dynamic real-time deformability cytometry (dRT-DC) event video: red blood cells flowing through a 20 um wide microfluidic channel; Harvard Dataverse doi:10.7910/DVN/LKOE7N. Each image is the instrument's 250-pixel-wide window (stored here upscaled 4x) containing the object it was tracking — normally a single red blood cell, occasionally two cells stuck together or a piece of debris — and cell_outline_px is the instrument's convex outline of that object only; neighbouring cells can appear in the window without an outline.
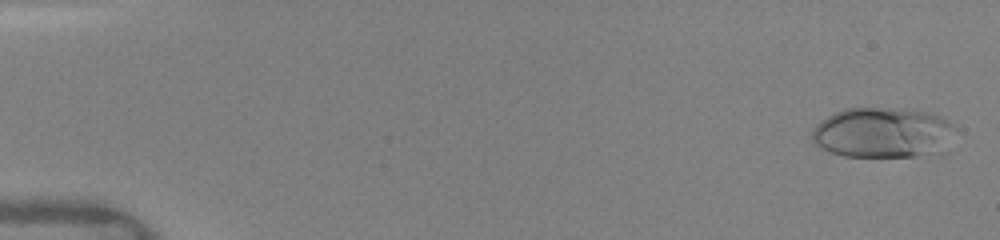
{"species": "human", "species_latin": "Homo sapiens", "temperature_condition": "warm", "stored_images_in_passage": 34, "camera_frame_rate_fps": 3000, "um_per_image_px": 0.085, "donor": {"sex": "female"}, "frame": {"image": 1, "passage_image": 3, "time_ms": 0.333, "image_size_px": [1000, 240], "cell_outline_px": [[956, 128], [932, 148], [912, 156], [844, 156], [832, 152], [816, 144], [812, 140], [812, 132], [816, 124], [828, 116], [844, 108], [888, 108], [924, 112], [940, 116], [948, 120]], "centroid_in_image_um": [74.84, 11.23], "position_along_channel_um": 10.2, "area_um2": 39.94}}
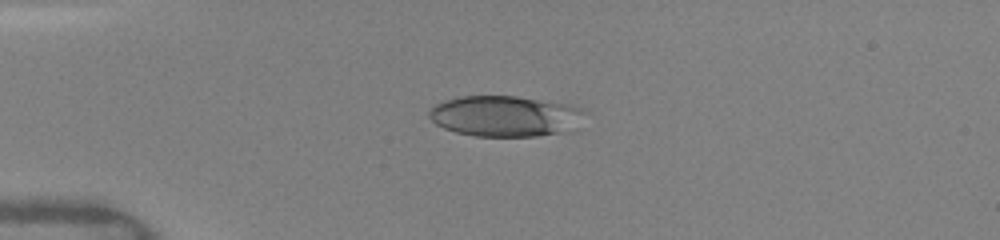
{"frame": {"image": 2, "passage_image": 26, "time_ms": 4.0, "image_size_px": [1000, 240], "cell_outline_px": [[580, 112], [560, 132], [536, 136], [476, 136], [456, 132], [444, 128], [436, 124], [428, 116], [428, 112], [436, 104], [460, 96], [516, 96], [568, 104], [580, 108]], "centroid_in_image_um": [42.72, 9.85], "position_along_channel_um": 42.3, "area_um2": 35.49}}